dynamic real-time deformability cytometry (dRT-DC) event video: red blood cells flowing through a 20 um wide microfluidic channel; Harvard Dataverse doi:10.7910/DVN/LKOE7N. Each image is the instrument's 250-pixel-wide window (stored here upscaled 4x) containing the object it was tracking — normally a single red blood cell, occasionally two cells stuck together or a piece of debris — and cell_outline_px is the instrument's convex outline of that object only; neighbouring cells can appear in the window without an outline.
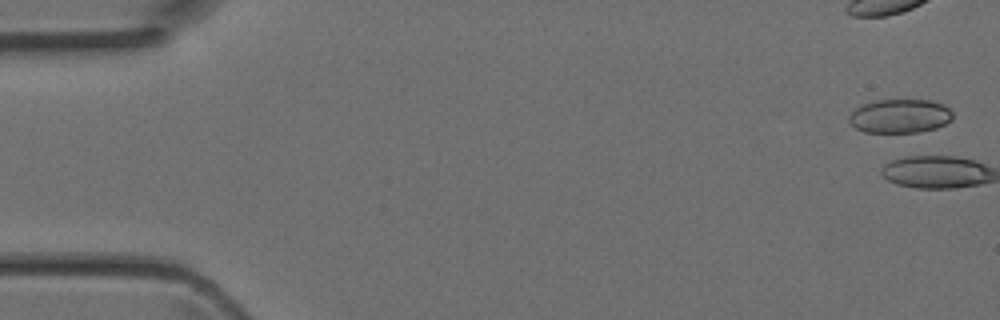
{"species": "Egyptian fruit bat (a non-hibernating species)", "species_latin": "Rousettus aegyptiacus", "temperature_condition": "room temperature", "stored_images_in_passage": 5, "camera_frame_rate_fps": 3000, "um_per_image_px": 0.085, "animal": {"sex": "female"}, "frame": {"image": 1, "passage_image": 1, "time_ms": 0.0, "image_size_px": [1000, 320], "cell_outline_px": [[952, 120], [936, 128], [920, 132], [864, 132], [856, 128], [848, 120], [848, 116], [856, 108], [864, 104], [876, 100], [932, 100], [944, 104], [952, 112]], "centroid_in_image_um": [76.51, 9.86], "position_along_channel_um": 8.5, "area_um2": 20.46}}